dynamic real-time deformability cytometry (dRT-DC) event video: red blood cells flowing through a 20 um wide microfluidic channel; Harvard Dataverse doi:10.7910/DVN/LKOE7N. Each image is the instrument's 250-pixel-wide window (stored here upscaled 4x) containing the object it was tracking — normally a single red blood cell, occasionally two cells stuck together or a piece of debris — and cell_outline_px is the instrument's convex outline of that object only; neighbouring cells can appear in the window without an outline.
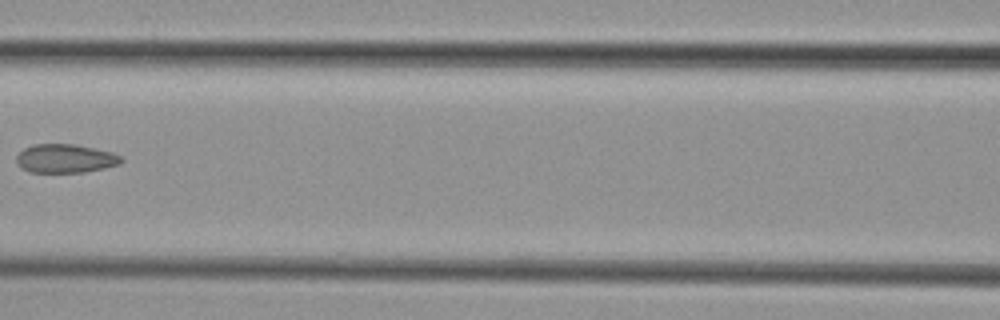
{"species": "common noctule bat (a hibernating species)", "species_latin": "Nyctalus noctula", "temperature_condition": "cold", "stored_images_in_passage": 8, "camera_frame_rate_fps": 3000, "um_per_image_px": 0.085, "animal": {"sex": "female", "body_mass_g": 29.2, "forearm_length_mm": 56.3}, "frame": {"image": 1, "passage_image": 7, "time_ms": 8.0, "image_size_px": [1000, 320], "cell_outline_px": [[124, 160], [120, 164], [104, 168], [84, 172], [32, 172], [20, 168], [16, 160], [16, 156], [24, 148], [32, 144], [76, 144], [96, 148], [112, 152], [120, 156]], "centroid_in_image_um": [5.56, 13.46], "position_along_channel_um": 161.0, "area_um2": 17.63}}
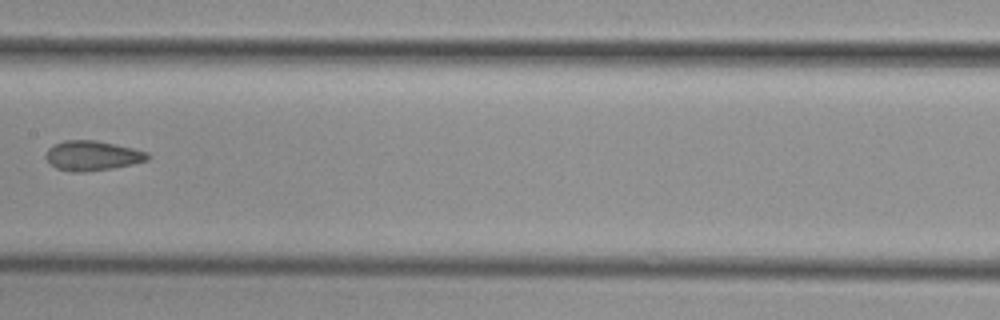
{"frame": {"image": 2, "passage_image": 8, "time_ms": 9.0, "image_size_px": [1000, 320], "cell_outline_px": [[152, 156], [148, 160], [132, 164], [112, 168], [84, 172], [72, 172], [56, 168], [44, 156], [48, 148], [52, 144], [64, 140], [96, 140], [132, 148], [148, 152]], "centroid_in_image_um": [7.84, 13.22], "position_along_channel_um": 199.6, "area_um2": 17.74}}